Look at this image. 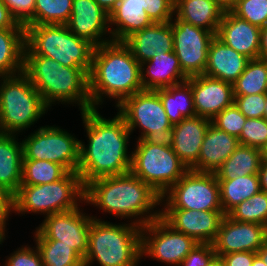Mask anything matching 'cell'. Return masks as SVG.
I'll use <instances>...</instances> for the list:
<instances>
[{
	"label": "cell",
	"mask_w": 267,
	"mask_h": 266,
	"mask_svg": "<svg viewBox=\"0 0 267 266\" xmlns=\"http://www.w3.org/2000/svg\"><path fill=\"white\" fill-rule=\"evenodd\" d=\"M227 215L238 222L256 223L267 227V193L260 190L234 207Z\"/></svg>",
	"instance_id": "cell-36"
},
{
	"label": "cell",
	"mask_w": 267,
	"mask_h": 266,
	"mask_svg": "<svg viewBox=\"0 0 267 266\" xmlns=\"http://www.w3.org/2000/svg\"><path fill=\"white\" fill-rule=\"evenodd\" d=\"M261 161V150L239 144L214 174L217 180H233L238 176L258 174Z\"/></svg>",
	"instance_id": "cell-31"
},
{
	"label": "cell",
	"mask_w": 267,
	"mask_h": 266,
	"mask_svg": "<svg viewBox=\"0 0 267 266\" xmlns=\"http://www.w3.org/2000/svg\"><path fill=\"white\" fill-rule=\"evenodd\" d=\"M216 36L249 59L259 58L261 28L239 18L230 10L224 11Z\"/></svg>",
	"instance_id": "cell-21"
},
{
	"label": "cell",
	"mask_w": 267,
	"mask_h": 266,
	"mask_svg": "<svg viewBox=\"0 0 267 266\" xmlns=\"http://www.w3.org/2000/svg\"><path fill=\"white\" fill-rule=\"evenodd\" d=\"M246 119L247 118L241 111L233 104L217 114L211 120V123L216 128L238 138L242 132Z\"/></svg>",
	"instance_id": "cell-40"
},
{
	"label": "cell",
	"mask_w": 267,
	"mask_h": 266,
	"mask_svg": "<svg viewBox=\"0 0 267 266\" xmlns=\"http://www.w3.org/2000/svg\"><path fill=\"white\" fill-rule=\"evenodd\" d=\"M14 211V195L0 186V225L6 229L10 212Z\"/></svg>",
	"instance_id": "cell-46"
},
{
	"label": "cell",
	"mask_w": 267,
	"mask_h": 266,
	"mask_svg": "<svg viewBox=\"0 0 267 266\" xmlns=\"http://www.w3.org/2000/svg\"><path fill=\"white\" fill-rule=\"evenodd\" d=\"M161 197L131 171L122 175L98 178L84 186V202L121 219L134 217L133 223L140 227L161 217L160 210L154 211L156 206L162 203Z\"/></svg>",
	"instance_id": "cell-2"
},
{
	"label": "cell",
	"mask_w": 267,
	"mask_h": 266,
	"mask_svg": "<svg viewBox=\"0 0 267 266\" xmlns=\"http://www.w3.org/2000/svg\"><path fill=\"white\" fill-rule=\"evenodd\" d=\"M238 141L239 144L262 150L267 144V120L247 118Z\"/></svg>",
	"instance_id": "cell-39"
},
{
	"label": "cell",
	"mask_w": 267,
	"mask_h": 266,
	"mask_svg": "<svg viewBox=\"0 0 267 266\" xmlns=\"http://www.w3.org/2000/svg\"><path fill=\"white\" fill-rule=\"evenodd\" d=\"M0 29H25V26L19 24L12 16L2 0H0Z\"/></svg>",
	"instance_id": "cell-48"
},
{
	"label": "cell",
	"mask_w": 267,
	"mask_h": 266,
	"mask_svg": "<svg viewBox=\"0 0 267 266\" xmlns=\"http://www.w3.org/2000/svg\"><path fill=\"white\" fill-rule=\"evenodd\" d=\"M16 134L0 133V186L15 195L22 179L23 147Z\"/></svg>",
	"instance_id": "cell-28"
},
{
	"label": "cell",
	"mask_w": 267,
	"mask_h": 266,
	"mask_svg": "<svg viewBox=\"0 0 267 266\" xmlns=\"http://www.w3.org/2000/svg\"><path fill=\"white\" fill-rule=\"evenodd\" d=\"M224 11L216 0H175L174 5V17L215 35Z\"/></svg>",
	"instance_id": "cell-27"
},
{
	"label": "cell",
	"mask_w": 267,
	"mask_h": 266,
	"mask_svg": "<svg viewBox=\"0 0 267 266\" xmlns=\"http://www.w3.org/2000/svg\"><path fill=\"white\" fill-rule=\"evenodd\" d=\"M216 1L226 11L230 10L239 0H216Z\"/></svg>",
	"instance_id": "cell-53"
},
{
	"label": "cell",
	"mask_w": 267,
	"mask_h": 266,
	"mask_svg": "<svg viewBox=\"0 0 267 266\" xmlns=\"http://www.w3.org/2000/svg\"><path fill=\"white\" fill-rule=\"evenodd\" d=\"M208 266H226L221 257L216 256Z\"/></svg>",
	"instance_id": "cell-54"
},
{
	"label": "cell",
	"mask_w": 267,
	"mask_h": 266,
	"mask_svg": "<svg viewBox=\"0 0 267 266\" xmlns=\"http://www.w3.org/2000/svg\"><path fill=\"white\" fill-rule=\"evenodd\" d=\"M72 4L73 0H35L34 25L66 24Z\"/></svg>",
	"instance_id": "cell-37"
},
{
	"label": "cell",
	"mask_w": 267,
	"mask_h": 266,
	"mask_svg": "<svg viewBox=\"0 0 267 266\" xmlns=\"http://www.w3.org/2000/svg\"><path fill=\"white\" fill-rule=\"evenodd\" d=\"M123 43L130 49L132 56L140 63L151 59L156 53L173 51L171 21L152 23L128 36Z\"/></svg>",
	"instance_id": "cell-22"
},
{
	"label": "cell",
	"mask_w": 267,
	"mask_h": 266,
	"mask_svg": "<svg viewBox=\"0 0 267 266\" xmlns=\"http://www.w3.org/2000/svg\"><path fill=\"white\" fill-rule=\"evenodd\" d=\"M141 227L112 224L93 216L84 266L97 260L101 266H136L141 259Z\"/></svg>",
	"instance_id": "cell-5"
},
{
	"label": "cell",
	"mask_w": 267,
	"mask_h": 266,
	"mask_svg": "<svg viewBox=\"0 0 267 266\" xmlns=\"http://www.w3.org/2000/svg\"><path fill=\"white\" fill-rule=\"evenodd\" d=\"M218 182L220 185V202L226 215L238 204L261 190L258 174L238 176L233 180H218Z\"/></svg>",
	"instance_id": "cell-32"
},
{
	"label": "cell",
	"mask_w": 267,
	"mask_h": 266,
	"mask_svg": "<svg viewBox=\"0 0 267 266\" xmlns=\"http://www.w3.org/2000/svg\"><path fill=\"white\" fill-rule=\"evenodd\" d=\"M67 28L95 47L112 41L109 14L95 0H73ZM109 33V38H101ZM107 39V40H106Z\"/></svg>",
	"instance_id": "cell-18"
},
{
	"label": "cell",
	"mask_w": 267,
	"mask_h": 266,
	"mask_svg": "<svg viewBox=\"0 0 267 266\" xmlns=\"http://www.w3.org/2000/svg\"><path fill=\"white\" fill-rule=\"evenodd\" d=\"M256 254L262 259L267 266V241L258 249Z\"/></svg>",
	"instance_id": "cell-52"
},
{
	"label": "cell",
	"mask_w": 267,
	"mask_h": 266,
	"mask_svg": "<svg viewBox=\"0 0 267 266\" xmlns=\"http://www.w3.org/2000/svg\"><path fill=\"white\" fill-rule=\"evenodd\" d=\"M144 65H146L148 69H145ZM188 78L189 77L182 71L179 59L174 51L156 53L154 57L141 64V82L143 90H157L171 87L185 82Z\"/></svg>",
	"instance_id": "cell-23"
},
{
	"label": "cell",
	"mask_w": 267,
	"mask_h": 266,
	"mask_svg": "<svg viewBox=\"0 0 267 266\" xmlns=\"http://www.w3.org/2000/svg\"><path fill=\"white\" fill-rule=\"evenodd\" d=\"M143 91L141 64L123 43L111 41L96 46L89 73V92L93 109L105 96L118 100L116 106L133 94ZM105 95V96H103Z\"/></svg>",
	"instance_id": "cell-3"
},
{
	"label": "cell",
	"mask_w": 267,
	"mask_h": 266,
	"mask_svg": "<svg viewBox=\"0 0 267 266\" xmlns=\"http://www.w3.org/2000/svg\"><path fill=\"white\" fill-rule=\"evenodd\" d=\"M25 29H0V77L23 72Z\"/></svg>",
	"instance_id": "cell-30"
},
{
	"label": "cell",
	"mask_w": 267,
	"mask_h": 266,
	"mask_svg": "<svg viewBox=\"0 0 267 266\" xmlns=\"http://www.w3.org/2000/svg\"><path fill=\"white\" fill-rule=\"evenodd\" d=\"M249 58L228 47L216 35L212 39L204 74L222 81L234 83L243 73Z\"/></svg>",
	"instance_id": "cell-25"
},
{
	"label": "cell",
	"mask_w": 267,
	"mask_h": 266,
	"mask_svg": "<svg viewBox=\"0 0 267 266\" xmlns=\"http://www.w3.org/2000/svg\"><path fill=\"white\" fill-rule=\"evenodd\" d=\"M19 24L34 25L35 0H2Z\"/></svg>",
	"instance_id": "cell-43"
},
{
	"label": "cell",
	"mask_w": 267,
	"mask_h": 266,
	"mask_svg": "<svg viewBox=\"0 0 267 266\" xmlns=\"http://www.w3.org/2000/svg\"><path fill=\"white\" fill-rule=\"evenodd\" d=\"M225 216L223 211L161 209V218L168 225L197 243L213 244Z\"/></svg>",
	"instance_id": "cell-16"
},
{
	"label": "cell",
	"mask_w": 267,
	"mask_h": 266,
	"mask_svg": "<svg viewBox=\"0 0 267 266\" xmlns=\"http://www.w3.org/2000/svg\"><path fill=\"white\" fill-rule=\"evenodd\" d=\"M101 8L110 14L117 6L120 0H95Z\"/></svg>",
	"instance_id": "cell-51"
},
{
	"label": "cell",
	"mask_w": 267,
	"mask_h": 266,
	"mask_svg": "<svg viewBox=\"0 0 267 266\" xmlns=\"http://www.w3.org/2000/svg\"><path fill=\"white\" fill-rule=\"evenodd\" d=\"M164 200V209L223 211L220 185L214 173L188 170L162 195L161 202Z\"/></svg>",
	"instance_id": "cell-11"
},
{
	"label": "cell",
	"mask_w": 267,
	"mask_h": 266,
	"mask_svg": "<svg viewBox=\"0 0 267 266\" xmlns=\"http://www.w3.org/2000/svg\"><path fill=\"white\" fill-rule=\"evenodd\" d=\"M23 72L48 108L58 101L78 104L81 113L93 109L85 69L63 66L50 57L24 55Z\"/></svg>",
	"instance_id": "cell-4"
},
{
	"label": "cell",
	"mask_w": 267,
	"mask_h": 266,
	"mask_svg": "<svg viewBox=\"0 0 267 266\" xmlns=\"http://www.w3.org/2000/svg\"><path fill=\"white\" fill-rule=\"evenodd\" d=\"M264 118L267 120V93H266V103H265V110H264Z\"/></svg>",
	"instance_id": "cell-58"
},
{
	"label": "cell",
	"mask_w": 267,
	"mask_h": 266,
	"mask_svg": "<svg viewBox=\"0 0 267 266\" xmlns=\"http://www.w3.org/2000/svg\"><path fill=\"white\" fill-rule=\"evenodd\" d=\"M23 160H46L77 172L80 140L55 126H42L22 140Z\"/></svg>",
	"instance_id": "cell-12"
},
{
	"label": "cell",
	"mask_w": 267,
	"mask_h": 266,
	"mask_svg": "<svg viewBox=\"0 0 267 266\" xmlns=\"http://www.w3.org/2000/svg\"><path fill=\"white\" fill-rule=\"evenodd\" d=\"M142 2L153 23H166L173 19L175 0H142Z\"/></svg>",
	"instance_id": "cell-42"
},
{
	"label": "cell",
	"mask_w": 267,
	"mask_h": 266,
	"mask_svg": "<svg viewBox=\"0 0 267 266\" xmlns=\"http://www.w3.org/2000/svg\"><path fill=\"white\" fill-rule=\"evenodd\" d=\"M141 235L142 257L147 255L177 266L198 244L192 237L174 230L161 217L141 227Z\"/></svg>",
	"instance_id": "cell-13"
},
{
	"label": "cell",
	"mask_w": 267,
	"mask_h": 266,
	"mask_svg": "<svg viewBox=\"0 0 267 266\" xmlns=\"http://www.w3.org/2000/svg\"><path fill=\"white\" fill-rule=\"evenodd\" d=\"M260 189L267 193V159H262L258 172Z\"/></svg>",
	"instance_id": "cell-49"
},
{
	"label": "cell",
	"mask_w": 267,
	"mask_h": 266,
	"mask_svg": "<svg viewBox=\"0 0 267 266\" xmlns=\"http://www.w3.org/2000/svg\"><path fill=\"white\" fill-rule=\"evenodd\" d=\"M252 266H266L262 259L256 254Z\"/></svg>",
	"instance_id": "cell-55"
},
{
	"label": "cell",
	"mask_w": 267,
	"mask_h": 266,
	"mask_svg": "<svg viewBox=\"0 0 267 266\" xmlns=\"http://www.w3.org/2000/svg\"><path fill=\"white\" fill-rule=\"evenodd\" d=\"M93 216L80 211L79 207L45 216L37 230L47 240L72 247L84 260L88 249V236Z\"/></svg>",
	"instance_id": "cell-15"
},
{
	"label": "cell",
	"mask_w": 267,
	"mask_h": 266,
	"mask_svg": "<svg viewBox=\"0 0 267 266\" xmlns=\"http://www.w3.org/2000/svg\"><path fill=\"white\" fill-rule=\"evenodd\" d=\"M266 94L234 96V105L246 118H264Z\"/></svg>",
	"instance_id": "cell-41"
},
{
	"label": "cell",
	"mask_w": 267,
	"mask_h": 266,
	"mask_svg": "<svg viewBox=\"0 0 267 266\" xmlns=\"http://www.w3.org/2000/svg\"><path fill=\"white\" fill-rule=\"evenodd\" d=\"M109 16L110 25L117 26L110 29L112 41L118 42L153 23L143 8L142 0H120Z\"/></svg>",
	"instance_id": "cell-26"
},
{
	"label": "cell",
	"mask_w": 267,
	"mask_h": 266,
	"mask_svg": "<svg viewBox=\"0 0 267 266\" xmlns=\"http://www.w3.org/2000/svg\"><path fill=\"white\" fill-rule=\"evenodd\" d=\"M239 145L238 138L209 125L195 166L196 172L215 173Z\"/></svg>",
	"instance_id": "cell-24"
},
{
	"label": "cell",
	"mask_w": 267,
	"mask_h": 266,
	"mask_svg": "<svg viewBox=\"0 0 267 266\" xmlns=\"http://www.w3.org/2000/svg\"><path fill=\"white\" fill-rule=\"evenodd\" d=\"M117 112L132 133L138 126L141 137L149 141H170L172 124L169 122L159 94L155 90H143L124 99L117 105Z\"/></svg>",
	"instance_id": "cell-10"
},
{
	"label": "cell",
	"mask_w": 267,
	"mask_h": 266,
	"mask_svg": "<svg viewBox=\"0 0 267 266\" xmlns=\"http://www.w3.org/2000/svg\"><path fill=\"white\" fill-rule=\"evenodd\" d=\"M88 144L80 140L78 174L83 186L102 177L117 176L131 171L132 154H127L129 136L124 119L117 113L106 119L97 109L81 113Z\"/></svg>",
	"instance_id": "cell-1"
},
{
	"label": "cell",
	"mask_w": 267,
	"mask_h": 266,
	"mask_svg": "<svg viewBox=\"0 0 267 266\" xmlns=\"http://www.w3.org/2000/svg\"><path fill=\"white\" fill-rule=\"evenodd\" d=\"M187 80L191 84L196 116L212 120L234 104L232 83L205 74L191 76Z\"/></svg>",
	"instance_id": "cell-19"
},
{
	"label": "cell",
	"mask_w": 267,
	"mask_h": 266,
	"mask_svg": "<svg viewBox=\"0 0 267 266\" xmlns=\"http://www.w3.org/2000/svg\"><path fill=\"white\" fill-rule=\"evenodd\" d=\"M234 96L267 93V60L249 59L243 73L232 83Z\"/></svg>",
	"instance_id": "cell-33"
},
{
	"label": "cell",
	"mask_w": 267,
	"mask_h": 266,
	"mask_svg": "<svg viewBox=\"0 0 267 266\" xmlns=\"http://www.w3.org/2000/svg\"><path fill=\"white\" fill-rule=\"evenodd\" d=\"M5 231L6 230L0 225V244H2V242L5 240Z\"/></svg>",
	"instance_id": "cell-56"
},
{
	"label": "cell",
	"mask_w": 267,
	"mask_h": 266,
	"mask_svg": "<svg viewBox=\"0 0 267 266\" xmlns=\"http://www.w3.org/2000/svg\"><path fill=\"white\" fill-rule=\"evenodd\" d=\"M211 120L194 116L172 126L170 144L179 160L191 170L198 160L202 143Z\"/></svg>",
	"instance_id": "cell-20"
},
{
	"label": "cell",
	"mask_w": 267,
	"mask_h": 266,
	"mask_svg": "<svg viewBox=\"0 0 267 266\" xmlns=\"http://www.w3.org/2000/svg\"><path fill=\"white\" fill-rule=\"evenodd\" d=\"M259 57L267 60V26L261 28Z\"/></svg>",
	"instance_id": "cell-50"
},
{
	"label": "cell",
	"mask_w": 267,
	"mask_h": 266,
	"mask_svg": "<svg viewBox=\"0 0 267 266\" xmlns=\"http://www.w3.org/2000/svg\"><path fill=\"white\" fill-rule=\"evenodd\" d=\"M0 133L18 134L49 109L24 72L0 77ZM22 130V131H21Z\"/></svg>",
	"instance_id": "cell-7"
},
{
	"label": "cell",
	"mask_w": 267,
	"mask_h": 266,
	"mask_svg": "<svg viewBox=\"0 0 267 266\" xmlns=\"http://www.w3.org/2000/svg\"><path fill=\"white\" fill-rule=\"evenodd\" d=\"M95 46L72 33L65 24L25 26L24 55L50 57L66 67L90 73Z\"/></svg>",
	"instance_id": "cell-6"
},
{
	"label": "cell",
	"mask_w": 267,
	"mask_h": 266,
	"mask_svg": "<svg viewBox=\"0 0 267 266\" xmlns=\"http://www.w3.org/2000/svg\"><path fill=\"white\" fill-rule=\"evenodd\" d=\"M84 201V186L78 172H68L58 181L41 185H20L14 195V211L46 216L78 207Z\"/></svg>",
	"instance_id": "cell-8"
},
{
	"label": "cell",
	"mask_w": 267,
	"mask_h": 266,
	"mask_svg": "<svg viewBox=\"0 0 267 266\" xmlns=\"http://www.w3.org/2000/svg\"><path fill=\"white\" fill-rule=\"evenodd\" d=\"M216 256L213 244L198 243L179 266H208Z\"/></svg>",
	"instance_id": "cell-44"
},
{
	"label": "cell",
	"mask_w": 267,
	"mask_h": 266,
	"mask_svg": "<svg viewBox=\"0 0 267 266\" xmlns=\"http://www.w3.org/2000/svg\"><path fill=\"white\" fill-rule=\"evenodd\" d=\"M262 152V159H267V144L265 147L261 150Z\"/></svg>",
	"instance_id": "cell-57"
},
{
	"label": "cell",
	"mask_w": 267,
	"mask_h": 266,
	"mask_svg": "<svg viewBox=\"0 0 267 266\" xmlns=\"http://www.w3.org/2000/svg\"><path fill=\"white\" fill-rule=\"evenodd\" d=\"M173 20V51L179 59L182 71L188 77L204 74L209 46L215 34L180 20L177 16Z\"/></svg>",
	"instance_id": "cell-14"
},
{
	"label": "cell",
	"mask_w": 267,
	"mask_h": 266,
	"mask_svg": "<svg viewBox=\"0 0 267 266\" xmlns=\"http://www.w3.org/2000/svg\"><path fill=\"white\" fill-rule=\"evenodd\" d=\"M155 91L160 96V100L172 126L180 123L185 118L196 116L192 88L188 80Z\"/></svg>",
	"instance_id": "cell-29"
},
{
	"label": "cell",
	"mask_w": 267,
	"mask_h": 266,
	"mask_svg": "<svg viewBox=\"0 0 267 266\" xmlns=\"http://www.w3.org/2000/svg\"><path fill=\"white\" fill-rule=\"evenodd\" d=\"M255 252H233L221 256L226 266H252Z\"/></svg>",
	"instance_id": "cell-47"
},
{
	"label": "cell",
	"mask_w": 267,
	"mask_h": 266,
	"mask_svg": "<svg viewBox=\"0 0 267 266\" xmlns=\"http://www.w3.org/2000/svg\"><path fill=\"white\" fill-rule=\"evenodd\" d=\"M230 11L259 28L267 26V0H239Z\"/></svg>",
	"instance_id": "cell-38"
},
{
	"label": "cell",
	"mask_w": 267,
	"mask_h": 266,
	"mask_svg": "<svg viewBox=\"0 0 267 266\" xmlns=\"http://www.w3.org/2000/svg\"><path fill=\"white\" fill-rule=\"evenodd\" d=\"M137 144L131 152V172L161 196L189 170L169 141L138 139Z\"/></svg>",
	"instance_id": "cell-9"
},
{
	"label": "cell",
	"mask_w": 267,
	"mask_h": 266,
	"mask_svg": "<svg viewBox=\"0 0 267 266\" xmlns=\"http://www.w3.org/2000/svg\"><path fill=\"white\" fill-rule=\"evenodd\" d=\"M69 171L46 160H23L21 185H41L63 178Z\"/></svg>",
	"instance_id": "cell-35"
},
{
	"label": "cell",
	"mask_w": 267,
	"mask_h": 266,
	"mask_svg": "<svg viewBox=\"0 0 267 266\" xmlns=\"http://www.w3.org/2000/svg\"><path fill=\"white\" fill-rule=\"evenodd\" d=\"M267 241V227L264 225L238 222L226 215L213 242L218 257L233 252H257Z\"/></svg>",
	"instance_id": "cell-17"
},
{
	"label": "cell",
	"mask_w": 267,
	"mask_h": 266,
	"mask_svg": "<svg viewBox=\"0 0 267 266\" xmlns=\"http://www.w3.org/2000/svg\"><path fill=\"white\" fill-rule=\"evenodd\" d=\"M5 266H44L41 258V254L37 247L35 250L29 246H23L17 251L12 253L8 260H6Z\"/></svg>",
	"instance_id": "cell-45"
},
{
	"label": "cell",
	"mask_w": 267,
	"mask_h": 266,
	"mask_svg": "<svg viewBox=\"0 0 267 266\" xmlns=\"http://www.w3.org/2000/svg\"><path fill=\"white\" fill-rule=\"evenodd\" d=\"M35 241L44 266H84L83 259L72 247L58 244V240H47L37 229Z\"/></svg>",
	"instance_id": "cell-34"
}]
</instances>
